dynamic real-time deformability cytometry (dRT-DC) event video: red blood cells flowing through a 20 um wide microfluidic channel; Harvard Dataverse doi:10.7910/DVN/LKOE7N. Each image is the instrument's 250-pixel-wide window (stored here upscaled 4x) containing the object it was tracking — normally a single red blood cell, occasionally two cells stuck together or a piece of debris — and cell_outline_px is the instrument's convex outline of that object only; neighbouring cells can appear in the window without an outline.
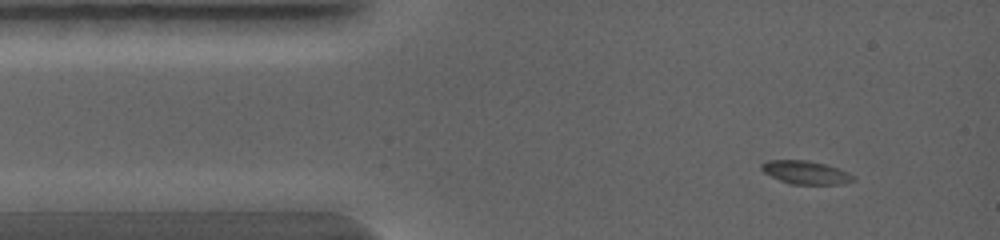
{"species": "common noctule bat (a hibernating species)", "species_latin": "Nyctalus noctula", "temperature_condition": "warm", "stored_images_in_passage": 16, "camera_frame_rate_fps": 5000, "um_per_image_px": 0.085, "animal": {"sex": "female", "body_mass_g": 19.0, "forearm_length_mm": 56.7}, "frame": {"image": 1, "passage_image": 1, "time_ms": 0.0, "image_size_px": [1000, 240], "cell_outline_px": [[856, 180], [844, 184], [788, 184], [764, 172], [760, 168], [760, 164], [768, 160], [808, 160], [824, 164], [848, 172]], "centroid_in_image_um": [68.46, 14.66], "position_along_channel_um": 16.5, "area_um2": 12.37}}
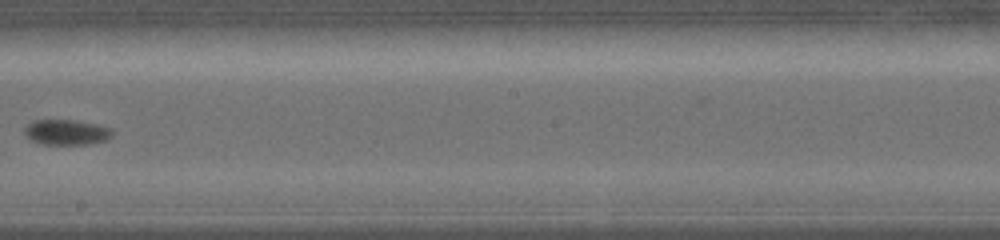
{"frame": {"image": 2, "passage_image": 9, "time_ms": 4.4, "image_size_px": [1000, 240], "cell_outline_px": [[112, 136], [104, 140], [88, 144], [40, 144], [32, 140], [24, 132], [24, 128], [28, 124], [36, 120], [72, 120], [96, 124], [112, 128]], "centroid_in_image_um": [5.65, 11.24], "position_along_channel_um": 242.5, "area_um2": 12.77}}
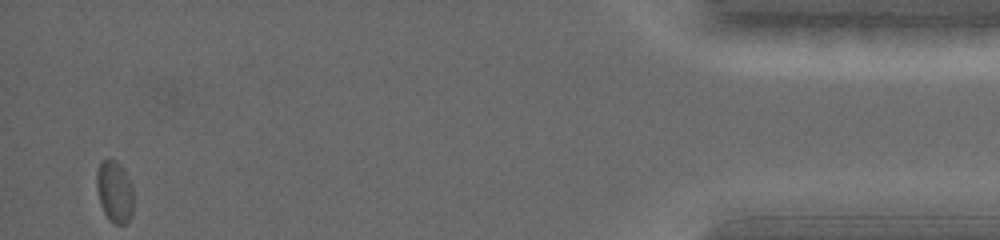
{"frame": {"image": 3, "passage_image": 16, "time_ms": 8.8, "image_size_px": [1000, 240], "cell_outline_px": [[132, 216], [124, 224], [112, 224], [104, 212], [100, 204], [96, 188], [96, 172], [100, 160], [116, 160], [124, 168], [132, 184]], "centroid_in_image_um": [9.72, 16.27], "position_along_channel_um": 425.5, "area_um2": 13.47}}